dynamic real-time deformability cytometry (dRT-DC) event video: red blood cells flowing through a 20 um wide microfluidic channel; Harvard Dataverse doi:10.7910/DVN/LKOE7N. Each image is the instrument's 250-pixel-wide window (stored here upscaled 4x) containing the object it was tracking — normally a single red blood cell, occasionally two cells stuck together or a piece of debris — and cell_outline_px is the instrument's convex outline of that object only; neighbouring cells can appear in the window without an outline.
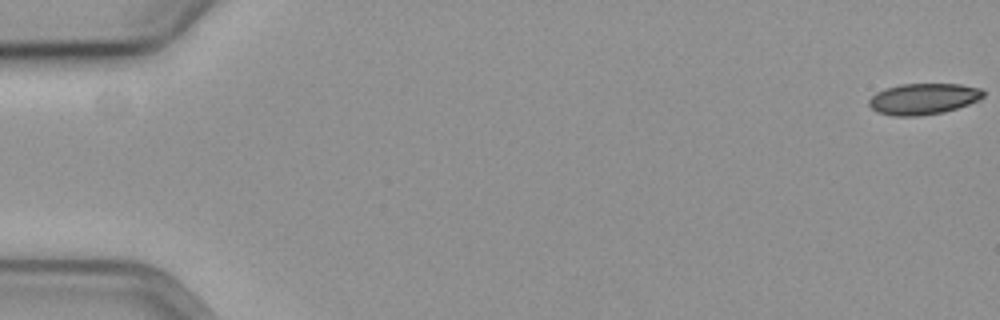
{"species": "common noctule bat (a hibernating species)", "species_latin": "Nyctalus noctula", "temperature_condition": "cold", "stored_images_in_passage": 12, "camera_frame_rate_fps": 3000, "um_per_image_px": 0.085, "animal": {"sex": "female", "body_mass_g": 19.3, "forearm_length_mm": 54.1}, "frame": {"image": 1, "passage_image": 1, "time_ms": 0.0, "image_size_px": [1000, 320], "cell_outline_px": [[984, 96], [980, 100], [944, 112], [920, 116], [892, 116], [876, 112], [868, 104], [868, 100], [876, 92], [884, 88], [900, 84], [960, 84], [980, 88], [984, 92]], "centroid_in_image_um": [78.46, 8.4], "position_along_channel_um": 6.5, "area_um2": 20.92}}